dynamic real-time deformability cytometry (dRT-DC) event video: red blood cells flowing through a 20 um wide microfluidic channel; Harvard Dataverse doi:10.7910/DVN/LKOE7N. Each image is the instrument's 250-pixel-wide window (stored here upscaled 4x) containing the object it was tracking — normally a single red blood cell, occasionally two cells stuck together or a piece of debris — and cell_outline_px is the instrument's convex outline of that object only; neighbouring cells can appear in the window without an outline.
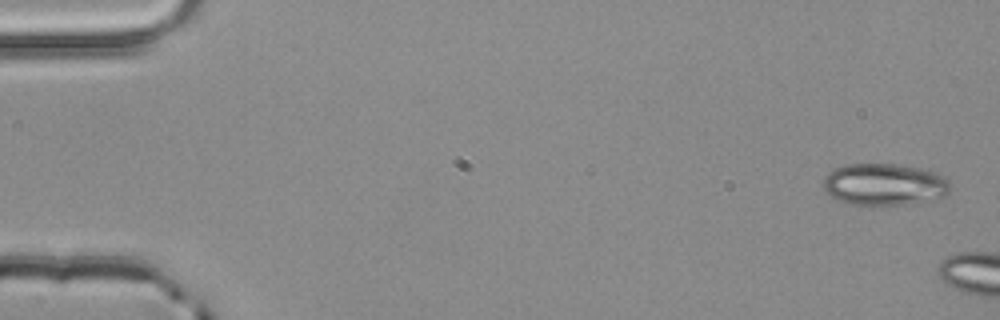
{"species": "common noctule bat (a hibernating species)", "species_latin": "Nyctalus noctula", "temperature_condition": "room temperature", "stored_images_in_passage": 3, "camera_frame_rate_fps": 3000, "um_per_image_px": 0.085, "animal": {"sex": "male", "body_mass_g": 20.4}, "frame": {"image": 1, "passage_image": 1, "time_ms": 0.0, "image_size_px": [1000, 320], "cell_outline_px": [[952, 188], [944, 196], [904, 204], [872, 208], [852, 204], [840, 200], [824, 192], [820, 184], [824, 176], [832, 168], [848, 164], [896, 164], [928, 168], [944, 176], [948, 180]], "centroid_in_image_um": [75.12, 15.68], "position_along_channel_um": 9.9, "area_um2": 31.96}}